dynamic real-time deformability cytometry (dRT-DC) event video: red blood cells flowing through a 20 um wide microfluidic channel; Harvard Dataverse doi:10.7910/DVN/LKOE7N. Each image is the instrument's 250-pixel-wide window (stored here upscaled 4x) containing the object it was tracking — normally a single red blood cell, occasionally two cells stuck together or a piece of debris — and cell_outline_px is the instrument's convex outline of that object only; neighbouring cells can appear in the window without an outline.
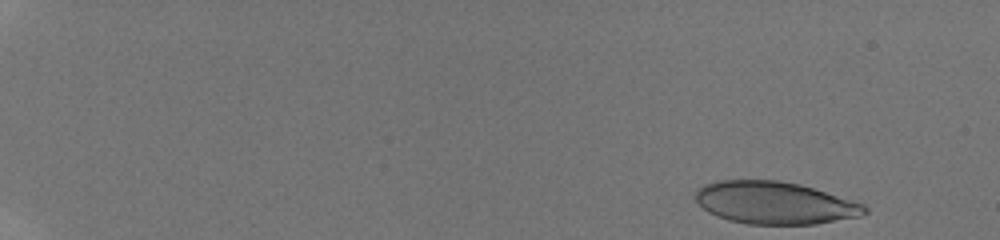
{"species": "human", "species_latin": "Homo sapiens", "temperature_condition": "room temperature", "stored_images_in_passage": 11, "camera_frame_rate_fps": 3000, "um_per_image_px": 0.085, "donor": {"sex": "male"}, "frame": {"image": 1, "passage_image": 1, "time_ms": 0.0, "image_size_px": [1000, 240], "cell_outline_px": [[868, 212], [860, 216], [816, 224], [748, 224], [728, 220], [716, 216], [708, 212], [696, 200], [696, 188], [704, 184], [720, 180], [780, 180], [800, 184], [864, 204], [868, 208]], "centroid_in_image_um": [65.84, 17.24], "position_along_channel_um": 19.2, "area_um2": 41.79}}
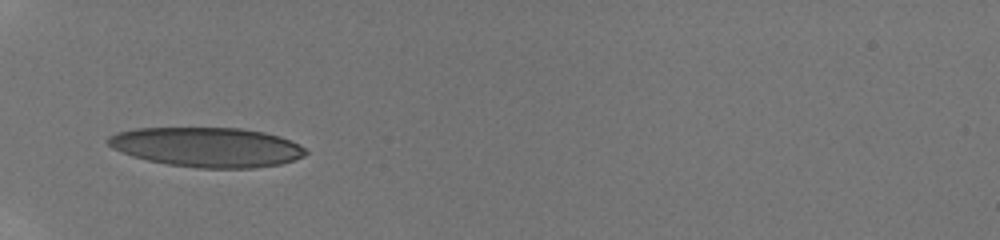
{"frame": {"image": 2, "passage_image": 7, "time_ms": 5.333, "image_size_px": [1000, 240], "cell_outline_px": [[308, 152], [304, 156], [296, 160], [280, 164], [252, 168], [196, 168], [168, 164], [148, 160], [132, 156], [112, 148], [108, 144], [108, 136], [116, 132], [136, 128], [240, 128], [264, 132], [280, 136], [300, 144], [308, 148]], "centroid_in_image_um": [17.64, 12.5], "position_along_channel_um": 67.4, "area_um2": 45.89}}
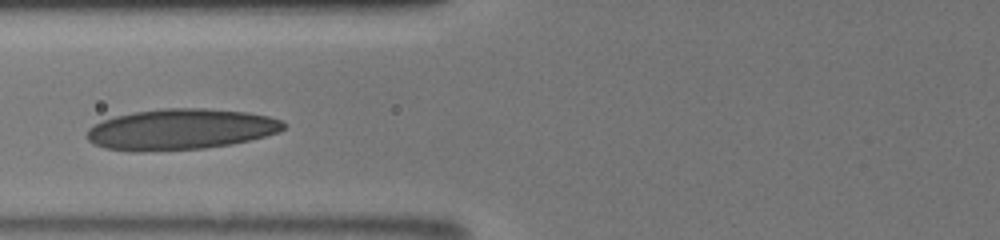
{"frame": {"image": 3, "passage_image": 10, "time_ms": 6.667, "image_size_px": [1000, 240], "cell_outline_px": [[288, 124], [280, 132], [232, 144], [204, 148], [144, 152], [132, 152], [104, 148], [92, 144], [88, 140], [88, 128], [104, 120], [116, 116], [132, 112], [160, 108], [204, 108], [248, 112], [268, 116], [284, 120]], "centroid_in_image_um": [15.37, 10.99], "position_along_channel_um": 110.4, "area_um2": 47.16}}